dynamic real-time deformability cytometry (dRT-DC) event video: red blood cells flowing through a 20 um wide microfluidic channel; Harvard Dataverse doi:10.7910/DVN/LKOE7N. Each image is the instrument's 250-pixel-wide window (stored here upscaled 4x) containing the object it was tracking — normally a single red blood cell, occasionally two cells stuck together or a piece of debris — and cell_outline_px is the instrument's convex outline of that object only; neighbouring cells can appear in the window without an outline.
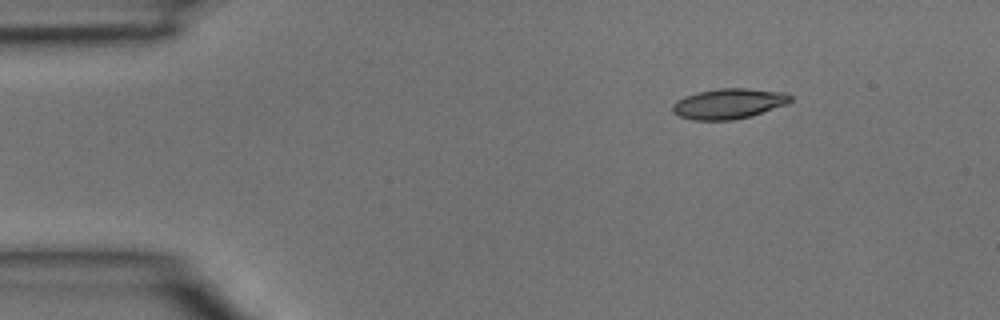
{"species": "common noctule bat (a hibernating species)", "species_latin": "Nyctalus noctula", "temperature_condition": "room temperature", "stored_images_in_passage": 3, "camera_frame_rate_fps": 3000, "um_per_image_px": 0.085, "animal": {"sex": "male", "body_mass_g": 15.6}, "frame": {"image": 1, "passage_image": 1, "time_ms": 0.0, "image_size_px": [1000, 320], "cell_outline_px": [[792, 100], [788, 104], [752, 116], [732, 120], [692, 120], [680, 116], [672, 112], [672, 104], [676, 100], [684, 96], [696, 92], [716, 88], [748, 88], [788, 92], [792, 96]], "centroid_in_image_um": [61.96, 8.8], "position_along_channel_um": 23.0, "area_um2": 21.27}}